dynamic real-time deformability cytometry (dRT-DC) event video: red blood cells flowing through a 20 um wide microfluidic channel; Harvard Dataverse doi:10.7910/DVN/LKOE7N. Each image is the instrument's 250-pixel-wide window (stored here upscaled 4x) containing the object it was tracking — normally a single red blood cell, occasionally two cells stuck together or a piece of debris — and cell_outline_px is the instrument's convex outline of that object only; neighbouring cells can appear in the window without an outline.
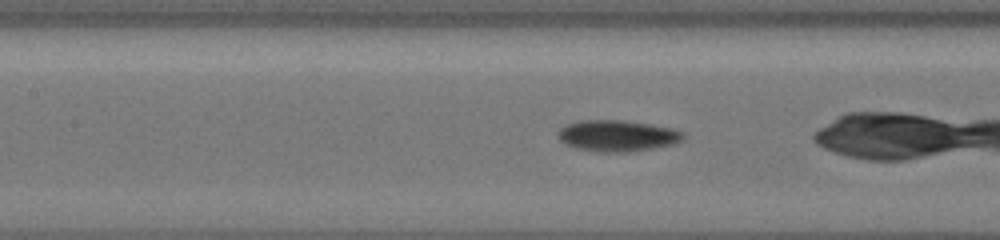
{"species": "common noctule bat (a hibernating species)", "species_latin": "Nyctalus noctula", "temperature_condition": "cold", "stored_images_in_passage": 19, "camera_frame_rate_fps": 3000, "um_per_image_px": 0.085, "animal": {"sex": "female", "body_mass_g": 19.5, "forearm_length_mm": 54.1}, "frame": {"image": 1, "passage_image": 9, "time_ms": 8.0, "image_size_px": [1000, 240], "cell_outline_px": [[684, 136], [680, 140], [672, 144], [652, 148], [628, 152], [596, 152], [576, 148], [564, 144], [560, 140], [560, 128], [568, 124], [584, 120], [616, 120], [648, 124], [672, 128], [684, 132]], "centroid_in_image_um": [52.46, 11.55], "position_along_channel_um": 154.9, "area_um2": 22.43}}